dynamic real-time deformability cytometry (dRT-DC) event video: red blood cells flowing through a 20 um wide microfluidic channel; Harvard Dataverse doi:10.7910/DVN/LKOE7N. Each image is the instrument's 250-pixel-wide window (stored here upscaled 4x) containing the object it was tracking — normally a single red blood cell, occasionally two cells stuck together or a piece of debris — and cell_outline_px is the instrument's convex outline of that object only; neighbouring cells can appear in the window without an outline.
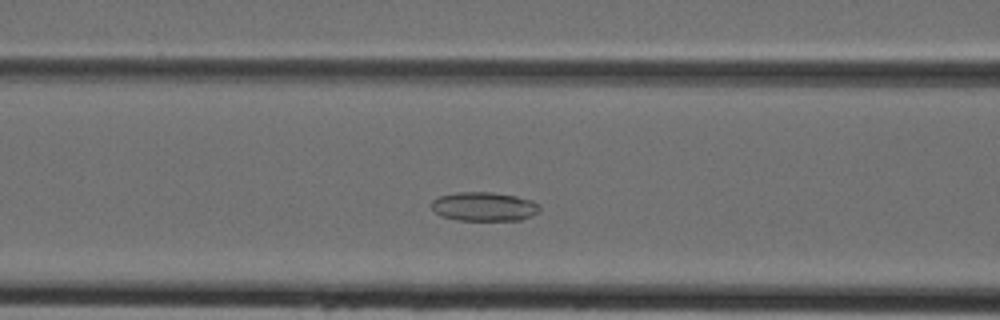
{"species": "Egyptian fruit bat (a non-hibernating species)", "species_latin": "Rousettus aegyptiacus", "temperature_condition": "cold", "stored_images_in_passage": 36, "camera_frame_rate_fps": 3000, "um_per_image_px": 0.085, "animal": {"sex": "female"}, "frame": {"image": 1, "passage_image": 10, "time_ms": 3.0, "image_size_px": [1000, 320], "cell_outline_px": [[540, 212], [532, 216], [520, 220], [456, 220], [440, 216], [432, 208], [432, 200], [436, 196], [456, 192], [492, 192], [516, 196], [532, 200], [540, 204]], "centroid_in_image_um": [41.15, 17.55], "position_along_channel_um": 125.4, "area_um2": 18.55}}
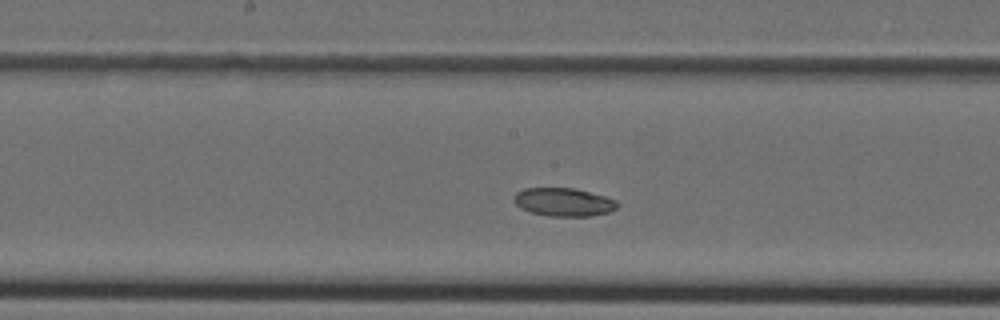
{"frame": {"image": 2, "passage_image": 15, "time_ms": 4.667, "image_size_px": [1000, 320], "cell_outline_px": [[620, 204], [616, 208], [608, 212], [592, 216], [548, 216], [528, 212], [520, 208], [512, 200], [512, 196], [516, 192], [524, 188], [576, 188], [604, 196], [616, 200]], "centroid_in_image_um": [47.87, 17.17], "position_along_channel_um": 200.3, "area_um2": 17.28}}
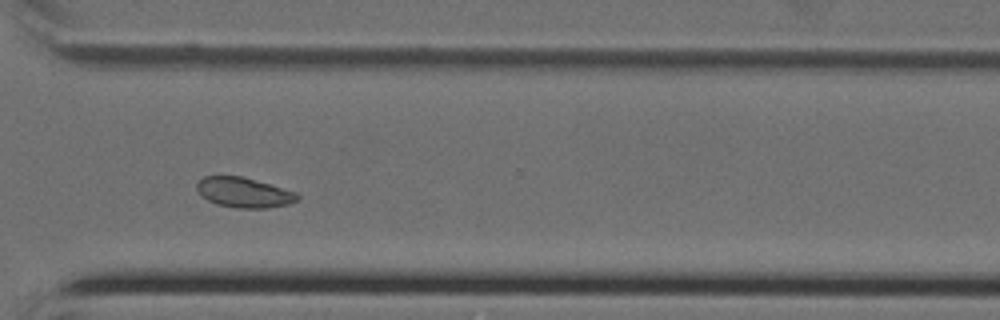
{"frame": {"image": 3, "passage_image": 25, "time_ms": 8.0, "image_size_px": [1000, 320], "cell_outline_px": [[300, 196], [296, 200], [288, 204], [268, 208], [236, 208], [216, 204], [200, 196], [196, 188], [196, 184], [204, 176], [244, 176], [296, 192]], "centroid_in_image_um": [20.71, 16.36], "position_along_channel_um": 349.9, "area_um2": 17.69}}